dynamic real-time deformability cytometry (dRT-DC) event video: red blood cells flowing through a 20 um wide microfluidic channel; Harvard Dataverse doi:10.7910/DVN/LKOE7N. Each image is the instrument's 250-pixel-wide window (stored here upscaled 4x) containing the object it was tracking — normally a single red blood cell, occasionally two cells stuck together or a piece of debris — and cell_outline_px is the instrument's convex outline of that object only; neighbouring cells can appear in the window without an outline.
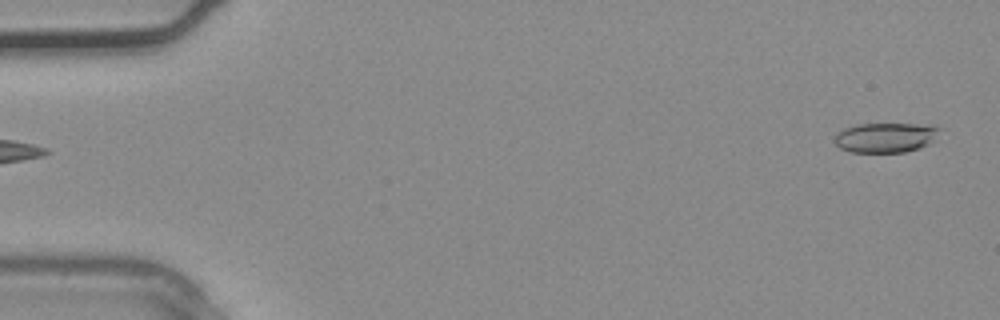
{"species": "common noctule bat (a hibernating species)", "species_latin": "Nyctalus noctula", "temperature_condition": "warm", "stored_images_in_passage": 4, "camera_frame_rate_fps": 3000, "um_per_image_px": 0.085, "animal": {"sex": "male", "body_mass_g": 20.4}, "frame": {"image": 1, "passage_image": 4, "time_ms": 1.0, "image_size_px": [1000, 320], "cell_outline_px": [[940, 128], [928, 144], [920, 148], [904, 152], [852, 152], [840, 148], [832, 140], [832, 136], [836, 132], [844, 128], [856, 124], [916, 124]], "centroid_in_image_um": [75.14, 11.69], "position_along_channel_um": 9.9, "area_um2": 18.09}}